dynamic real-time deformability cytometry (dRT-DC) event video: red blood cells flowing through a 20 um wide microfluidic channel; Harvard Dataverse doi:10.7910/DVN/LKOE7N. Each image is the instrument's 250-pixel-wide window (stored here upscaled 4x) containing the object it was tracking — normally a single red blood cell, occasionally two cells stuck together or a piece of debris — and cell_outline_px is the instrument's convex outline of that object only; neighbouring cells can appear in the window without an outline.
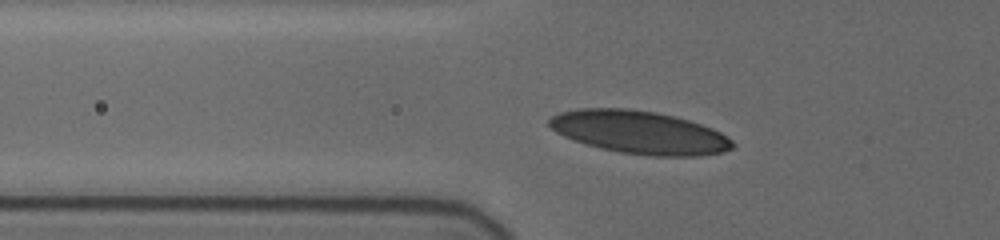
{"species": "human", "species_latin": "Homo sapiens", "temperature_condition": "cold", "stored_images_in_passage": 11, "camera_frame_rate_fps": 3000, "um_per_image_px": 0.085, "donor": {"sex": "female"}, "frame": {"image": 1, "passage_image": 7, "time_ms": 3.333, "image_size_px": [1000, 240], "cell_outline_px": [[736, 144], [732, 148], [724, 152], [700, 156], [652, 156], [620, 152], [600, 148], [584, 144], [572, 140], [556, 132], [548, 124], [548, 120], [552, 116], [560, 112], [580, 108], [628, 108], [656, 112], [688, 120], [712, 128], [720, 132], [732, 140]], "centroid_in_image_um": [54.35, 11.25], "position_along_channel_um": 71.5, "area_um2": 45.95}}
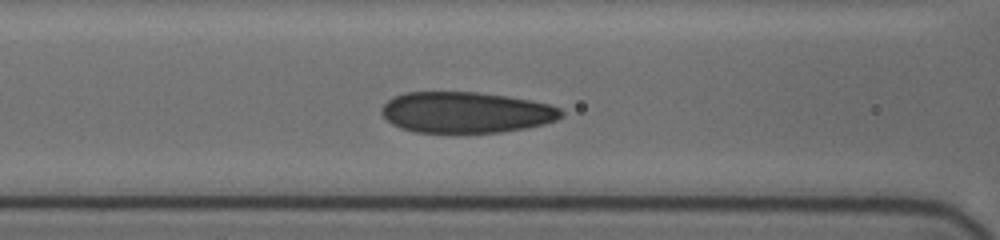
{"frame": {"image": 2, "passage_image": 10, "time_ms": 5.0, "image_size_px": [1000, 240], "cell_outline_px": [[564, 116], [556, 120], [544, 124], [528, 128], [500, 132], [416, 132], [400, 128], [392, 124], [380, 112], [380, 108], [392, 96], [404, 92], [476, 92], [532, 100], [548, 104], [560, 108], [564, 112]], "centroid_in_image_um": [39.61, 9.55], "position_along_channel_um": 127.0, "area_um2": 43.06}}